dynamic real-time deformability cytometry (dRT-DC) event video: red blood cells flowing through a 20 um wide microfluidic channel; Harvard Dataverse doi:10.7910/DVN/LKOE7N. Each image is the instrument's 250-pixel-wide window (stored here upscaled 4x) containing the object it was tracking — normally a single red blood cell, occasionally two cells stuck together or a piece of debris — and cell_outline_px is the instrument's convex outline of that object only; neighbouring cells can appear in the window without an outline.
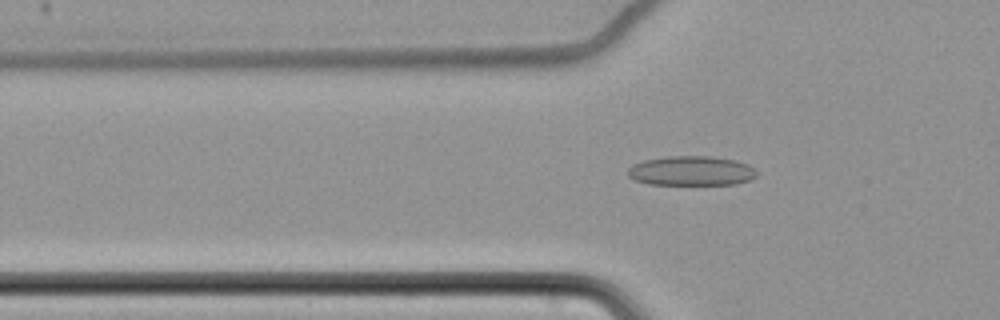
{"species": "common noctule bat (a hibernating species)", "species_latin": "Nyctalus noctula", "temperature_condition": "cold", "stored_images_in_passage": 62, "camera_frame_rate_fps": 3000, "um_per_image_px": 0.085, "animal": {"sex": "female", "body_mass_g": 22.7, "forearm_length_mm": 54.2}, "frame": {"image": 1, "passage_image": 23, "time_ms": 7.333, "image_size_px": [1000, 320], "cell_outline_px": [[756, 176], [748, 180], [736, 184], [648, 184], [636, 180], [628, 176], [628, 168], [632, 164], [644, 160], [668, 156], [708, 156], [736, 160], [748, 164], [756, 172]], "centroid_in_image_um": [58.74, 14.51], "position_along_channel_um": 67.1, "area_um2": 22.08}}
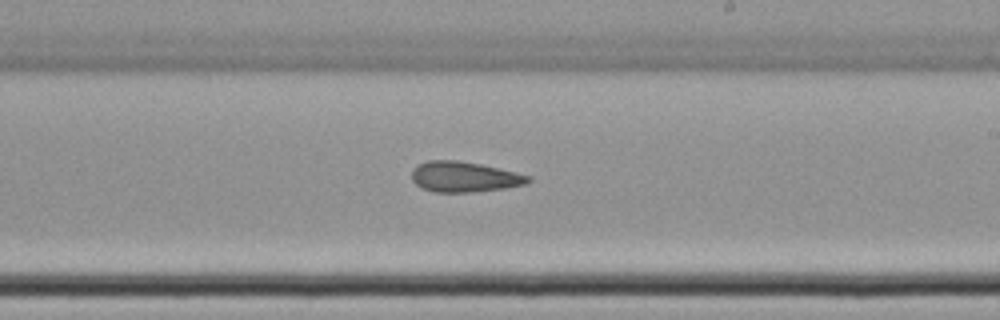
{"frame": {"image": 2, "passage_image": 39, "time_ms": 12.667, "image_size_px": [1000, 320], "cell_outline_px": [[532, 180], [524, 184], [504, 188], [472, 192], [432, 192], [420, 188], [412, 180], [412, 172], [416, 164], [428, 160], [456, 160], [480, 164], [500, 168], [532, 176]], "centroid_in_image_um": [39.44, 15.03], "position_along_channel_um": 249.6, "area_um2": 20.81}}
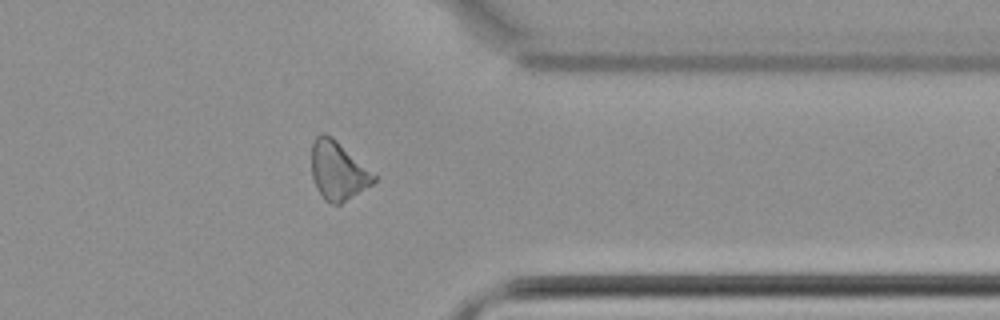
{"frame": {"image": 3, "passage_image": 51, "time_ms": 16.667, "image_size_px": [1000, 320], "cell_outline_px": [[376, 180], [372, 184], [340, 204], [332, 204], [324, 200], [316, 188], [312, 176], [312, 144], [316, 136], [320, 132], [324, 132], [332, 136], [376, 176]], "centroid_in_image_um": [28.69, 14.5], "position_along_channel_um": 382.7, "area_um2": 20.98}, "authors_computed_cell_mechanics": {"area_um2": 21.7906, "velocity_mm_per_s": 3.4916, "shape_relaxation_time_tau1_ms": null, "shape_relaxation_time_tau2_ms": 3.7817, "deformation_change_tau1": null, "deformation_change_tau2": 0.1284}}